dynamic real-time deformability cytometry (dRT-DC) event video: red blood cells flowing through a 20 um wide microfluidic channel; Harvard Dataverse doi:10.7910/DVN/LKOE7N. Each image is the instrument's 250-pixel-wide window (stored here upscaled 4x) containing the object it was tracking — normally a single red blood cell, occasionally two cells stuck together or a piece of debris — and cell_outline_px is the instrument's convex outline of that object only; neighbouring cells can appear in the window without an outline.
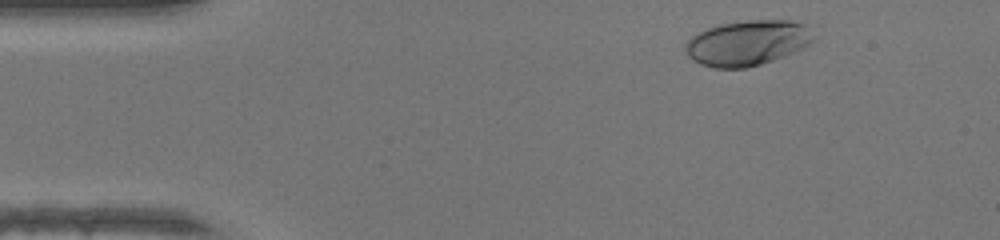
{"species": "human", "species_latin": "Homo sapiens", "temperature_condition": "warm", "stored_images_in_passage": 36, "camera_frame_rate_fps": 3000, "um_per_image_px": 0.085, "donor": {"sex": "female"}, "frame": {"image": 1, "passage_image": 3, "time_ms": 0.667, "image_size_px": [1000, 240], "cell_outline_px": [[816, 40], [804, 48], [784, 56], [760, 64], [744, 68], [712, 68], [700, 64], [692, 60], [688, 56], [684, 48], [684, 44], [696, 32], [720, 24], [744, 20], [792, 20], [808, 24], [816, 36]], "centroid_in_image_um": [63.57, 3.63], "position_along_channel_um": 21.4, "area_um2": 34.39}}
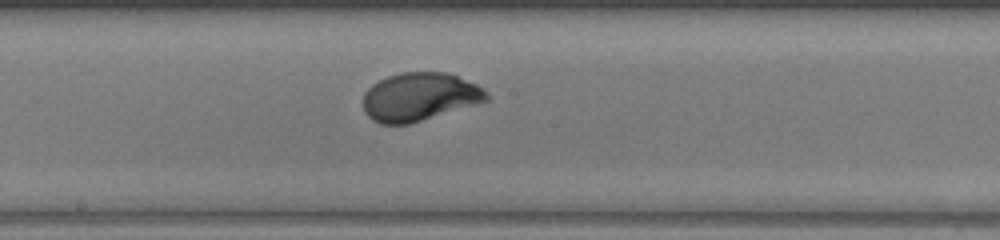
{"frame": {"image": 2, "passage_image": 22, "time_ms": 7.0, "image_size_px": [1000, 240], "cell_outline_px": [[488, 100], [476, 104], [408, 124], [380, 124], [372, 120], [364, 112], [364, 92], [372, 84], [388, 76], [400, 72], [448, 72], [476, 84], [484, 88], [488, 92]], "centroid_in_image_um": [35.65, 8.22], "position_along_channel_um": 212.6, "area_um2": 34.62}}
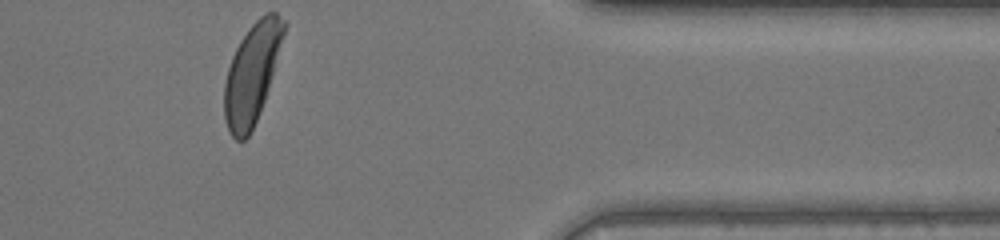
{"frame": {"image": 3, "passage_image": 36, "time_ms": 11.667, "image_size_px": [1000, 240], "cell_outline_px": [[288, 24], [272, 76], [260, 112], [248, 136], [244, 140], [236, 140], [232, 136], [228, 128], [224, 116], [224, 84], [228, 68], [232, 56], [240, 40], [248, 28], [264, 12], [276, 12]], "centroid_in_image_um": [21.42, 6.2], "position_along_channel_um": 390.0, "area_um2": 34.45}, "authors_computed_cell_mechanics": {"area_um2": 34.2754, "velocity_mm_per_s": 4.3386, "shape_relaxation_time_tau1_ms": 1.9026, "shape_relaxation_time_tau2_ms": null, "deformation_change_tau1": 0.154, "deformation_change_tau2": null}}